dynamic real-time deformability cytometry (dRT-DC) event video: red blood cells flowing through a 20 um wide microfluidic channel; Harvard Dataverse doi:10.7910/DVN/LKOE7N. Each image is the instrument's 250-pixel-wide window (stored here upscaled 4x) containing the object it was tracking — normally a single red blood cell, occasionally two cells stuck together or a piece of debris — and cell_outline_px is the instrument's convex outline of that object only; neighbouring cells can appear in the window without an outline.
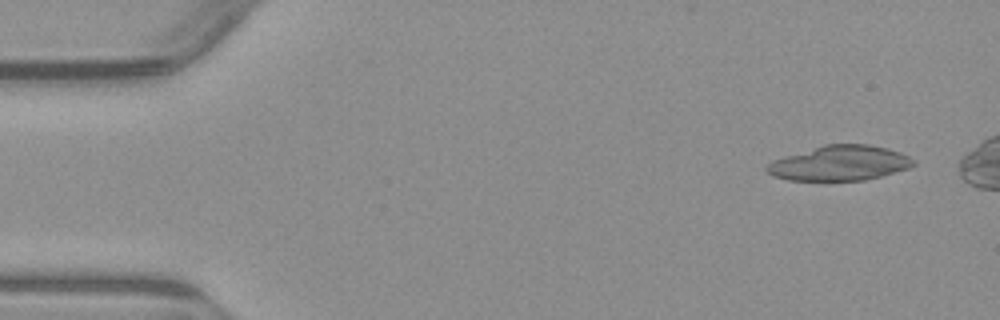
{"species": "common noctule bat (a hibernating species)", "species_latin": "Nyctalus noctula", "temperature_condition": "warm", "stored_images_in_passage": 3, "segment_of_instrument_passage": [2, 2], "camera_frame_rate_fps": 3000, "um_per_image_px": 0.085, "animal": {"sex": "male", "body_mass_g": 23.1, "forearm_length_mm": 52.7}, "frame": {"image": 1, "passage_image": 3, "time_ms": 2.333, "image_size_px": [1000, 320], "cell_outline_px": [[916, 164], [908, 168], [880, 176], [864, 180], [824, 184], [788, 180], [772, 176], [764, 168], [772, 160], [824, 144], [868, 144], [888, 148], [900, 152], [916, 160]], "centroid_in_image_um": [71.33, 13.91], "position_along_channel_um": 13.7, "area_um2": 30.92}}